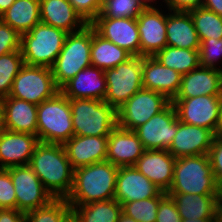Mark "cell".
<instances>
[{
	"instance_id": "cell-1",
	"label": "cell",
	"mask_w": 222,
	"mask_h": 222,
	"mask_svg": "<svg viewBox=\"0 0 222 222\" xmlns=\"http://www.w3.org/2000/svg\"><path fill=\"white\" fill-rule=\"evenodd\" d=\"M28 165L53 198H67L73 186L74 169L63 144L39 142Z\"/></svg>"
},
{
	"instance_id": "cell-2",
	"label": "cell",
	"mask_w": 222,
	"mask_h": 222,
	"mask_svg": "<svg viewBox=\"0 0 222 222\" xmlns=\"http://www.w3.org/2000/svg\"><path fill=\"white\" fill-rule=\"evenodd\" d=\"M119 167L109 161L76 168L66 201L70 206L114 199Z\"/></svg>"
},
{
	"instance_id": "cell-3",
	"label": "cell",
	"mask_w": 222,
	"mask_h": 222,
	"mask_svg": "<svg viewBox=\"0 0 222 222\" xmlns=\"http://www.w3.org/2000/svg\"><path fill=\"white\" fill-rule=\"evenodd\" d=\"M216 178L207 155L176 158L173 181L166 193L216 195Z\"/></svg>"
},
{
	"instance_id": "cell-4",
	"label": "cell",
	"mask_w": 222,
	"mask_h": 222,
	"mask_svg": "<svg viewBox=\"0 0 222 222\" xmlns=\"http://www.w3.org/2000/svg\"><path fill=\"white\" fill-rule=\"evenodd\" d=\"M74 135L69 98L61 91L37 105L39 142L64 144Z\"/></svg>"
},
{
	"instance_id": "cell-5",
	"label": "cell",
	"mask_w": 222,
	"mask_h": 222,
	"mask_svg": "<svg viewBox=\"0 0 222 222\" xmlns=\"http://www.w3.org/2000/svg\"><path fill=\"white\" fill-rule=\"evenodd\" d=\"M67 34L62 29L41 22L29 32L21 34L20 51L24 64L51 68Z\"/></svg>"
},
{
	"instance_id": "cell-6",
	"label": "cell",
	"mask_w": 222,
	"mask_h": 222,
	"mask_svg": "<svg viewBox=\"0 0 222 222\" xmlns=\"http://www.w3.org/2000/svg\"><path fill=\"white\" fill-rule=\"evenodd\" d=\"M74 135L109 136L117 126V111L98 99H69Z\"/></svg>"
},
{
	"instance_id": "cell-7",
	"label": "cell",
	"mask_w": 222,
	"mask_h": 222,
	"mask_svg": "<svg viewBox=\"0 0 222 222\" xmlns=\"http://www.w3.org/2000/svg\"><path fill=\"white\" fill-rule=\"evenodd\" d=\"M91 24L66 35L63 48L51 67L56 85L61 89L79 71L91 64Z\"/></svg>"
},
{
	"instance_id": "cell-8",
	"label": "cell",
	"mask_w": 222,
	"mask_h": 222,
	"mask_svg": "<svg viewBox=\"0 0 222 222\" xmlns=\"http://www.w3.org/2000/svg\"><path fill=\"white\" fill-rule=\"evenodd\" d=\"M143 56H132L126 62L104 71L107 89L104 101L116 111L143 88Z\"/></svg>"
},
{
	"instance_id": "cell-9",
	"label": "cell",
	"mask_w": 222,
	"mask_h": 222,
	"mask_svg": "<svg viewBox=\"0 0 222 222\" xmlns=\"http://www.w3.org/2000/svg\"><path fill=\"white\" fill-rule=\"evenodd\" d=\"M59 91L51 68L24 64L12 83L9 96L39 105Z\"/></svg>"
},
{
	"instance_id": "cell-10",
	"label": "cell",
	"mask_w": 222,
	"mask_h": 222,
	"mask_svg": "<svg viewBox=\"0 0 222 222\" xmlns=\"http://www.w3.org/2000/svg\"><path fill=\"white\" fill-rule=\"evenodd\" d=\"M170 102L163 94L142 88L117 110V125L134 131Z\"/></svg>"
},
{
	"instance_id": "cell-11",
	"label": "cell",
	"mask_w": 222,
	"mask_h": 222,
	"mask_svg": "<svg viewBox=\"0 0 222 222\" xmlns=\"http://www.w3.org/2000/svg\"><path fill=\"white\" fill-rule=\"evenodd\" d=\"M6 169L9 171L14 185L18 211L26 214L47 205L54 199L29 165L13 166Z\"/></svg>"
},
{
	"instance_id": "cell-12",
	"label": "cell",
	"mask_w": 222,
	"mask_h": 222,
	"mask_svg": "<svg viewBox=\"0 0 222 222\" xmlns=\"http://www.w3.org/2000/svg\"><path fill=\"white\" fill-rule=\"evenodd\" d=\"M178 126L177 113L170 102L161 112L134 131L146 150H167L177 134Z\"/></svg>"
},
{
	"instance_id": "cell-13",
	"label": "cell",
	"mask_w": 222,
	"mask_h": 222,
	"mask_svg": "<svg viewBox=\"0 0 222 222\" xmlns=\"http://www.w3.org/2000/svg\"><path fill=\"white\" fill-rule=\"evenodd\" d=\"M222 95H201L189 99H173L178 120L207 128L215 133Z\"/></svg>"
},
{
	"instance_id": "cell-14",
	"label": "cell",
	"mask_w": 222,
	"mask_h": 222,
	"mask_svg": "<svg viewBox=\"0 0 222 222\" xmlns=\"http://www.w3.org/2000/svg\"><path fill=\"white\" fill-rule=\"evenodd\" d=\"M90 24L104 39L125 49L132 56H140V36L136 18L96 17Z\"/></svg>"
},
{
	"instance_id": "cell-15",
	"label": "cell",
	"mask_w": 222,
	"mask_h": 222,
	"mask_svg": "<svg viewBox=\"0 0 222 222\" xmlns=\"http://www.w3.org/2000/svg\"><path fill=\"white\" fill-rule=\"evenodd\" d=\"M140 36V56H154L167 45V15L158 8H145L136 18Z\"/></svg>"
},
{
	"instance_id": "cell-16",
	"label": "cell",
	"mask_w": 222,
	"mask_h": 222,
	"mask_svg": "<svg viewBox=\"0 0 222 222\" xmlns=\"http://www.w3.org/2000/svg\"><path fill=\"white\" fill-rule=\"evenodd\" d=\"M162 190L134 166L119 167L114 199L120 204L157 197Z\"/></svg>"
},
{
	"instance_id": "cell-17",
	"label": "cell",
	"mask_w": 222,
	"mask_h": 222,
	"mask_svg": "<svg viewBox=\"0 0 222 222\" xmlns=\"http://www.w3.org/2000/svg\"><path fill=\"white\" fill-rule=\"evenodd\" d=\"M214 138L215 135L211 130L179 120L177 134L167 150L175 158L207 155Z\"/></svg>"
},
{
	"instance_id": "cell-18",
	"label": "cell",
	"mask_w": 222,
	"mask_h": 222,
	"mask_svg": "<svg viewBox=\"0 0 222 222\" xmlns=\"http://www.w3.org/2000/svg\"><path fill=\"white\" fill-rule=\"evenodd\" d=\"M145 150L135 131L117 125L108 136L106 161L117 167L134 166Z\"/></svg>"
},
{
	"instance_id": "cell-19",
	"label": "cell",
	"mask_w": 222,
	"mask_h": 222,
	"mask_svg": "<svg viewBox=\"0 0 222 222\" xmlns=\"http://www.w3.org/2000/svg\"><path fill=\"white\" fill-rule=\"evenodd\" d=\"M38 143L36 135L6 129L0 135V168L28 165Z\"/></svg>"
},
{
	"instance_id": "cell-20",
	"label": "cell",
	"mask_w": 222,
	"mask_h": 222,
	"mask_svg": "<svg viewBox=\"0 0 222 222\" xmlns=\"http://www.w3.org/2000/svg\"><path fill=\"white\" fill-rule=\"evenodd\" d=\"M108 136L73 135L63 146L72 168L106 161Z\"/></svg>"
},
{
	"instance_id": "cell-21",
	"label": "cell",
	"mask_w": 222,
	"mask_h": 222,
	"mask_svg": "<svg viewBox=\"0 0 222 222\" xmlns=\"http://www.w3.org/2000/svg\"><path fill=\"white\" fill-rule=\"evenodd\" d=\"M182 75L162 65L153 56H143V88L163 94L172 101L180 88Z\"/></svg>"
},
{
	"instance_id": "cell-22",
	"label": "cell",
	"mask_w": 222,
	"mask_h": 222,
	"mask_svg": "<svg viewBox=\"0 0 222 222\" xmlns=\"http://www.w3.org/2000/svg\"><path fill=\"white\" fill-rule=\"evenodd\" d=\"M201 95H222V71L199 66L182 75L179 91L174 99H189Z\"/></svg>"
},
{
	"instance_id": "cell-23",
	"label": "cell",
	"mask_w": 222,
	"mask_h": 222,
	"mask_svg": "<svg viewBox=\"0 0 222 222\" xmlns=\"http://www.w3.org/2000/svg\"><path fill=\"white\" fill-rule=\"evenodd\" d=\"M107 83L104 71L90 65L79 71L60 91L69 99H98L104 101Z\"/></svg>"
},
{
	"instance_id": "cell-24",
	"label": "cell",
	"mask_w": 222,
	"mask_h": 222,
	"mask_svg": "<svg viewBox=\"0 0 222 222\" xmlns=\"http://www.w3.org/2000/svg\"><path fill=\"white\" fill-rule=\"evenodd\" d=\"M176 158L168 150H145L134 167L163 192H167L173 181Z\"/></svg>"
},
{
	"instance_id": "cell-25",
	"label": "cell",
	"mask_w": 222,
	"mask_h": 222,
	"mask_svg": "<svg viewBox=\"0 0 222 222\" xmlns=\"http://www.w3.org/2000/svg\"><path fill=\"white\" fill-rule=\"evenodd\" d=\"M40 21L67 33L79 31L88 24L68 0H40Z\"/></svg>"
},
{
	"instance_id": "cell-26",
	"label": "cell",
	"mask_w": 222,
	"mask_h": 222,
	"mask_svg": "<svg viewBox=\"0 0 222 222\" xmlns=\"http://www.w3.org/2000/svg\"><path fill=\"white\" fill-rule=\"evenodd\" d=\"M5 128L37 136V105L10 96L1 99Z\"/></svg>"
},
{
	"instance_id": "cell-27",
	"label": "cell",
	"mask_w": 222,
	"mask_h": 222,
	"mask_svg": "<svg viewBox=\"0 0 222 222\" xmlns=\"http://www.w3.org/2000/svg\"><path fill=\"white\" fill-rule=\"evenodd\" d=\"M167 45L190 50L200 49V39L190 12L170 11L166 24Z\"/></svg>"
},
{
	"instance_id": "cell-28",
	"label": "cell",
	"mask_w": 222,
	"mask_h": 222,
	"mask_svg": "<svg viewBox=\"0 0 222 222\" xmlns=\"http://www.w3.org/2000/svg\"><path fill=\"white\" fill-rule=\"evenodd\" d=\"M166 194L174 200L181 219H216V195Z\"/></svg>"
},
{
	"instance_id": "cell-29",
	"label": "cell",
	"mask_w": 222,
	"mask_h": 222,
	"mask_svg": "<svg viewBox=\"0 0 222 222\" xmlns=\"http://www.w3.org/2000/svg\"><path fill=\"white\" fill-rule=\"evenodd\" d=\"M91 64L103 71L126 62L132 55L100 36L91 25Z\"/></svg>"
},
{
	"instance_id": "cell-30",
	"label": "cell",
	"mask_w": 222,
	"mask_h": 222,
	"mask_svg": "<svg viewBox=\"0 0 222 222\" xmlns=\"http://www.w3.org/2000/svg\"><path fill=\"white\" fill-rule=\"evenodd\" d=\"M0 19L20 35L40 23V0H15Z\"/></svg>"
},
{
	"instance_id": "cell-31",
	"label": "cell",
	"mask_w": 222,
	"mask_h": 222,
	"mask_svg": "<svg viewBox=\"0 0 222 222\" xmlns=\"http://www.w3.org/2000/svg\"><path fill=\"white\" fill-rule=\"evenodd\" d=\"M71 208L78 222H118L122 214V205L115 199L71 206Z\"/></svg>"
},
{
	"instance_id": "cell-32",
	"label": "cell",
	"mask_w": 222,
	"mask_h": 222,
	"mask_svg": "<svg viewBox=\"0 0 222 222\" xmlns=\"http://www.w3.org/2000/svg\"><path fill=\"white\" fill-rule=\"evenodd\" d=\"M153 57H155L162 65L176 70L181 75L187 74L200 66L199 50H190L166 45Z\"/></svg>"
},
{
	"instance_id": "cell-33",
	"label": "cell",
	"mask_w": 222,
	"mask_h": 222,
	"mask_svg": "<svg viewBox=\"0 0 222 222\" xmlns=\"http://www.w3.org/2000/svg\"><path fill=\"white\" fill-rule=\"evenodd\" d=\"M200 41L203 39H222V16L200 7L189 11Z\"/></svg>"
},
{
	"instance_id": "cell-34",
	"label": "cell",
	"mask_w": 222,
	"mask_h": 222,
	"mask_svg": "<svg viewBox=\"0 0 222 222\" xmlns=\"http://www.w3.org/2000/svg\"><path fill=\"white\" fill-rule=\"evenodd\" d=\"M72 208L63 198H54L47 205L25 214L27 222H64Z\"/></svg>"
},
{
	"instance_id": "cell-35",
	"label": "cell",
	"mask_w": 222,
	"mask_h": 222,
	"mask_svg": "<svg viewBox=\"0 0 222 222\" xmlns=\"http://www.w3.org/2000/svg\"><path fill=\"white\" fill-rule=\"evenodd\" d=\"M166 195L162 191L157 197L122 203V213L137 222H156L159 202Z\"/></svg>"
},
{
	"instance_id": "cell-36",
	"label": "cell",
	"mask_w": 222,
	"mask_h": 222,
	"mask_svg": "<svg viewBox=\"0 0 222 222\" xmlns=\"http://www.w3.org/2000/svg\"><path fill=\"white\" fill-rule=\"evenodd\" d=\"M23 65L20 50L0 56V99L9 96L12 83Z\"/></svg>"
},
{
	"instance_id": "cell-37",
	"label": "cell",
	"mask_w": 222,
	"mask_h": 222,
	"mask_svg": "<svg viewBox=\"0 0 222 222\" xmlns=\"http://www.w3.org/2000/svg\"><path fill=\"white\" fill-rule=\"evenodd\" d=\"M144 9L138 0H106L97 17L137 18Z\"/></svg>"
},
{
	"instance_id": "cell-38",
	"label": "cell",
	"mask_w": 222,
	"mask_h": 222,
	"mask_svg": "<svg viewBox=\"0 0 222 222\" xmlns=\"http://www.w3.org/2000/svg\"><path fill=\"white\" fill-rule=\"evenodd\" d=\"M222 56V39H203L200 43L199 49V58H200V66L209 67L213 69L222 68L216 67V62L218 59H221Z\"/></svg>"
},
{
	"instance_id": "cell-39",
	"label": "cell",
	"mask_w": 222,
	"mask_h": 222,
	"mask_svg": "<svg viewBox=\"0 0 222 222\" xmlns=\"http://www.w3.org/2000/svg\"><path fill=\"white\" fill-rule=\"evenodd\" d=\"M16 209V194L10 173L0 168V209Z\"/></svg>"
},
{
	"instance_id": "cell-40",
	"label": "cell",
	"mask_w": 222,
	"mask_h": 222,
	"mask_svg": "<svg viewBox=\"0 0 222 222\" xmlns=\"http://www.w3.org/2000/svg\"><path fill=\"white\" fill-rule=\"evenodd\" d=\"M21 35L0 19V56L20 50Z\"/></svg>"
},
{
	"instance_id": "cell-41",
	"label": "cell",
	"mask_w": 222,
	"mask_h": 222,
	"mask_svg": "<svg viewBox=\"0 0 222 222\" xmlns=\"http://www.w3.org/2000/svg\"><path fill=\"white\" fill-rule=\"evenodd\" d=\"M81 17L90 24L101 12L100 0H68Z\"/></svg>"
},
{
	"instance_id": "cell-42",
	"label": "cell",
	"mask_w": 222,
	"mask_h": 222,
	"mask_svg": "<svg viewBox=\"0 0 222 222\" xmlns=\"http://www.w3.org/2000/svg\"><path fill=\"white\" fill-rule=\"evenodd\" d=\"M156 222H182L174 200L168 195L159 202Z\"/></svg>"
},
{
	"instance_id": "cell-43",
	"label": "cell",
	"mask_w": 222,
	"mask_h": 222,
	"mask_svg": "<svg viewBox=\"0 0 222 222\" xmlns=\"http://www.w3.org/2000/svg\"><path fill=\"white\" fill-rule=\"evenodd\" d=\"M212 172L216 181L222 178V138L215 137L208 153Z\"/></svg>"
},
{
	"instance_id": "cell-44",
	"label": "cell",
	"mask_w": 222,
	"mask_h": 222,
	"mask_svg": "<svg viewBox=\"0 0 222 222\" xmlns=\"http://www.w3.org/2000/svg\"><path fill=\"white\" fill-rule=\"evenodd\" d=\"M203 2L204 0H168L166 5L168 6V11L189 12L202 7Z\"/></svg>"
},
{
	"instance_id": "cell-45",
	"label": "cell",
	"mask_w": 222,
	"mask_h": 222,
	"mask_svg": "<svg viewBox=\"0 0 222 222\" xmlns=\"http://www.w3.org/2000/svg\"><path fill=\"white\" fill-rule=\"evenodd\" d=\"M0 222H27L25 213L17 209H0Z\"/></svg>"
},
{
	"instance_id": "cell-46",
	"label": "cell",
	"mask_w": 222,
	"mask_h": 222,
	"mask_svg": "<svg viewBox=\"0 0 222 222\" xmlns=\"http://www.w3.org/2000/svg\"><path fill=\"white\" fill-rule=\"evenodd\" d=\"M202 7L222 16V0H204Z\"/></svg>"
},
{
	"instance_id": "cell-47",
	"label": "cell",
	"mask_w": 222,
	"mask_h": 222,
	"mask_svg": "<svg viewBox=\"0 0 222 222\" xmlns=\"http://www.w3.org/2000/svg\"><path fill=\"white\" fill-rule=\"evenodd\" d=\"M214 135L215 137L222 138V99H221V105H220L219 119H218V123L215 129Z\"/></svg>"
},
{
	"instance_id": "cell-48",
	"label": "cell",
	"mask_w": 222,
	"mask_h": 222,
	"mask_svg": "<svg viewBox=\"0 0 222 222\" xmlns=\"http://www.w3.org/2000/svg\"><path fill=\"white\" fill-rule=\"evenodd\" d=\"M216 202L222 203V178L217 180L216 184Z\"/></svg>"
},
{
	"instance_id": "cell-49",
	"label": "cell",
	"mask_w": 222,
	"mask_h": 222,
	"mask_svg": "<svg viewBox=\"0 0 222 222\" xmlns=\"http://www.w3.org/2000/svg\"><path fill=\"white\" fill-rule=\"evenodd\" d=\"M15 2V0H0V16Z\"/></svg>"
},
{
	"instance_id": "cell-50",
	"label": "cell",
	"mask_w": 222,
	"mask_h": 222,
	"mask_svg": "<svg viewBox=\"0 0 222 222\" xmlns=\"http://www.w3.org/2000/svg\"><path fill=\"white\" fill-rule=\"evenodd\" d=\"M6 130L5 119H4V109L0 99V135Z\"/></svg>"
},
{
	"instance_id": "cell-51",
	"label": "cell",
	"mask_w": 222,
	"mask_h": 222,
	"mask_svg": "<svg viewBox=\"0 0 222 222\" xmlns=\"http://www.w3.org/2000/svg\"><path fill=\"white\" fill-rule=\"evenodd\" d=\"M216 222H222V203H217L216 206Z\"/></svg>"
},
{
	"instance_id": "cell-52",
	"label": "cell",
	"mask_w": 222,
	"mask_h": 222,
	"mask_svg": "<svg viewBox=\"0 0 222 222\" xmlns=\"http://www.w3.org/2000/svg\"><path fill=\"white\" fill-rule=\"evenodd\" d=\"M182 222H216V219H182Z\"/></svg>"
},
{
	"instance_id": "cell-53",
	"label": "cell",
	"mask_w": 222,
	"mask_h": 222,
	"mask_svg": "<svg viewBox=\"0 0 222 222\" xmlns=\"http://www.w3.org/2000/svg\"><path fill=\"white\" fill-rule=\"evenodd\" d=\"M118 222H137V221L122 213L120 218L118 219Z\"/></svg>"
},
{
	"instance_id": "cell-54",
	"label": "cell",
	"mask_w": 222,
	"mask_h": 222,
	"mask_svg": "<svg viewBox=\"0 0 222 222\" xmlns=\"http://www.w3.org/2000/svg\"><path fill=\"white\" fill-rule=\"evenodd\" d=\"M144 8H150V0H138Z\"/></svg>"
},
{
	"instance_id": "cell-55",
	"label": "cell",
	"mask_w": 222,
	"mask_h": 222,
	"mask_svg": "<svg viewBox=\"0 0 222 222\" xmlns=\"http://www.w3.org/2000/svg\"><path fill=\"white\" fill-rule=\"evenodd\" d=\"M64 222H78V220L71 214Z\"/></svg>"
},
{
	"instance_id": "cell-56",
	"label": "cell",
	"mask_w": 222,
	"mask_h": 222,
	"mask_svg": "<svg viewBox=\"0 0 222 222\" xmlns=\"http://www.w3.org/2000/svg\"><path fill=\"white\" fill-rule=\"evenodd\" d=\"M165 1V3H167L168 2V0H164ZM152 2H156L155 0H150V8H155V6H153L151 3Z\"/></svg>"
}]
</instances>
